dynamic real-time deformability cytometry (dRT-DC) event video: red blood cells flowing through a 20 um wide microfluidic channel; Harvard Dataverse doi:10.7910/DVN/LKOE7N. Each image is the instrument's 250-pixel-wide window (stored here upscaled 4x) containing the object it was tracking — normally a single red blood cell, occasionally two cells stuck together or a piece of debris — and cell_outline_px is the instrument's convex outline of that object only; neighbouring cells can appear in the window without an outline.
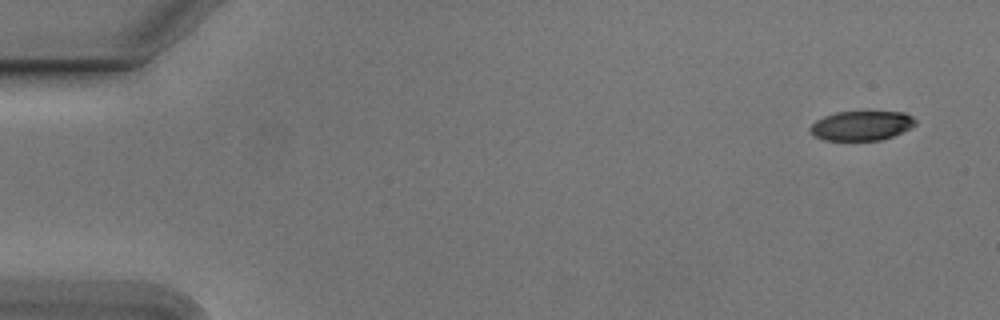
{"species": "Egyptian fruit bat (a non-hibernating species)", "species_latin": "Rousettus aegyptiacus", "temperature_condition": "cold", "stored_images_in_passage": 52, "camera_frame_rate_fps": 3000, "um_per_image_px": 0.085, "animal": {"sex": "male"}, "frame": {"image": 1, "passage_image": 1, "time_ms": 0.0, "image_size_px": [1000, 320], "cell_outline_px": [[916, 124], [892, 136], [880, 140], [824, 140], [816, 136], [808, 128], [816, 120], [824, 116], [836, 112], [868, 108], [904, 112], [912, 116], [916, 120]], "centroid_in_image_um": [73.25, 10.61], "position_along_channel_um": 11.8, "area_um2": 18.84}}
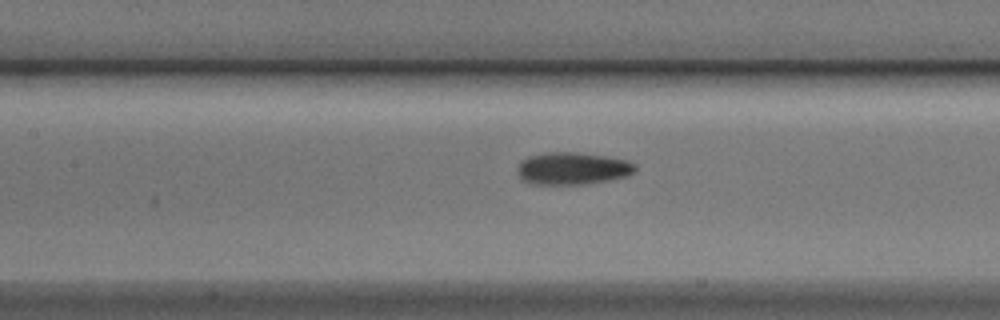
{"frame": {"image": 2, "passage_image": 23, "time_ms": 7.333, "image_size_px": [1000, 320], "cell_outline_px": [[636, 172], [624, 176], [608, 180], [584, 184], [536, 184], [524, 180], [520, 176], [516, 168], [520, 160], [528, 156], [548, 152], [576, 152], [604, 156], [628, 160], [636, 164]], "centroid_in_image_um": [48.66, 14.3], "position_along_channel_um": 158.7, "area_um2": 22.14}}
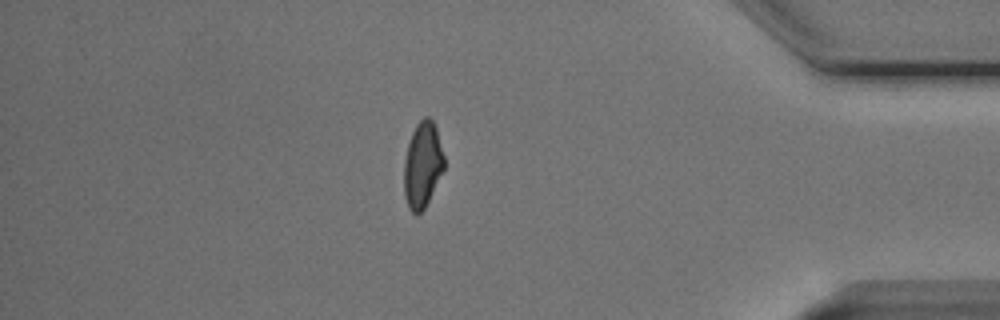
{"frame": {"image": 3, "passage_image": 45, "time_ms": 14.667, "image_size_px": [1000, 320], "cell_outline_px": [[444, 168], [424, 208], [416, 216], [408, 208], [404, 196], [404, 160], [408, 144], [412, 132], [416, 124], [424, 116], [428, 116], [432, 120], [436, 128], [444, 156]], "centroid_in_image_um": [35.89, 14.01], "position_along_channel_um": 399.3, "area_um2": 19.94}, "authors_computed_cell_mechanics": {"area_um2": 20.7213, "velocity_mm_per_s": 3.7654, "shape_relaxation_time_tau1_ms": 3.3387, "shape_relaxation_time_tau2_ms": 2.7022, "deformation_change_tau1": 0.1328, "deformation_change_tau2": 0.0882}}